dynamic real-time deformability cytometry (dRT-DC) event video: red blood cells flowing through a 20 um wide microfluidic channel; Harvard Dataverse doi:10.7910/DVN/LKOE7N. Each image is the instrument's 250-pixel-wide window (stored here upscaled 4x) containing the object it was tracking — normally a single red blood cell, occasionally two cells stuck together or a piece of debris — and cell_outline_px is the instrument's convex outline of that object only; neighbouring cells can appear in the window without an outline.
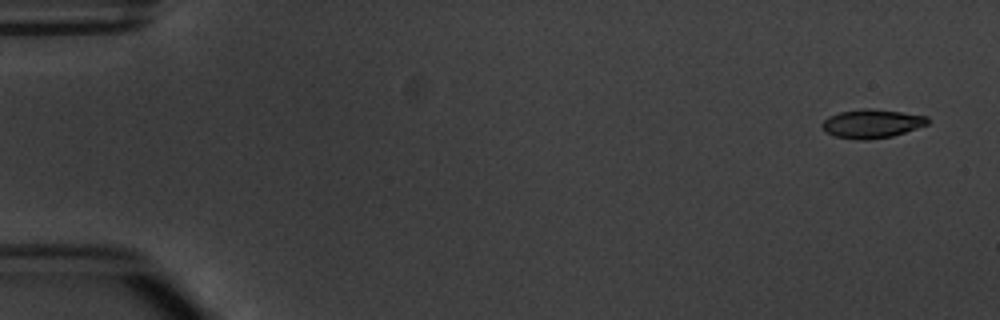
{"species": "common noctule bat (a hibernating species)", "species_latin": "Nyctalus noctula", "temperature_condition": "warm", "stored_images_in_passage": 8, "camera_frame_rate_fps": 3000, "um_per_image_px": 0.085, "animal": {"sex": "male", "body_mass_g": 20.1, "forearm_length_mm": 53.5}, "frame": {"image": 1, "passage_image": 1, "time_ms": 0.0, "image_size_px": [1000, 320], "cell_outline_px": [[928, 124], [892, 136], [864, 140], [860, 140], [836, 136], [824, 132], [820, 124], [828, 116], [840, 112], [864, 108], [868, 108], [900, 112], [928, 116]], "centroid_in_image_um": [74.06, 10.51], "position_along_channel_um": 10.9, "area_um2": 17.51}}
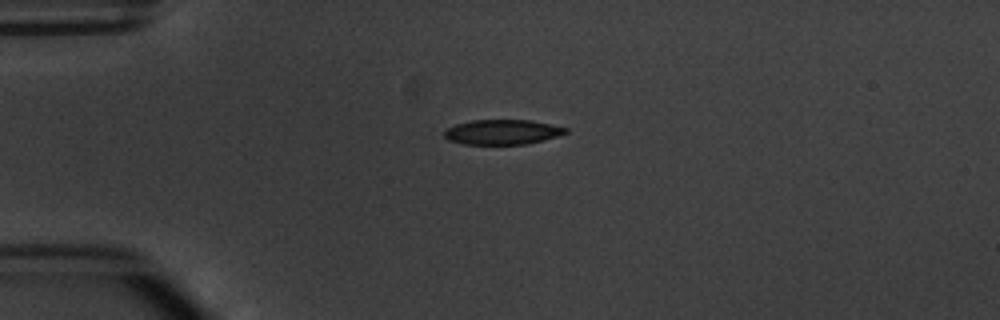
{"frame": {"image": 2, "passage_image": 4, "time_ms": 3.667, "image_size_px": [1000, 320], "cell_outline_px": [[568, 132], [544, 140], [528, 144], [464, 144], [448, 140], [444, 136], [444, 132], [448, 128], [456, 124], [472, 120], [532, 120], [568, 128]], "centroid_in_image_um": [42.71, 11.22], "position_along_channel_um": 42.3, "area_um2": 17.57}}